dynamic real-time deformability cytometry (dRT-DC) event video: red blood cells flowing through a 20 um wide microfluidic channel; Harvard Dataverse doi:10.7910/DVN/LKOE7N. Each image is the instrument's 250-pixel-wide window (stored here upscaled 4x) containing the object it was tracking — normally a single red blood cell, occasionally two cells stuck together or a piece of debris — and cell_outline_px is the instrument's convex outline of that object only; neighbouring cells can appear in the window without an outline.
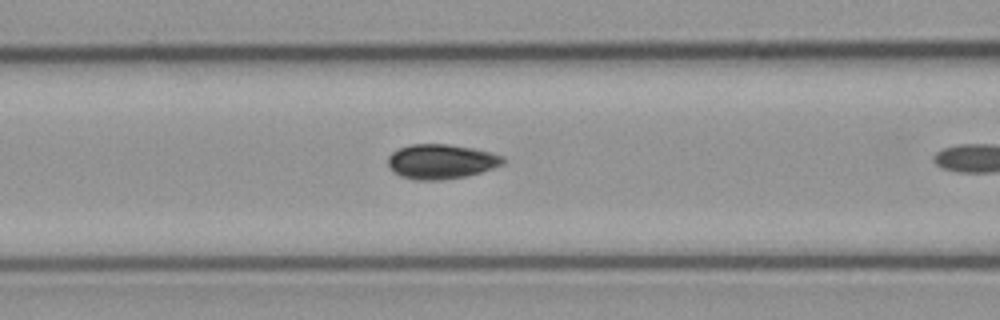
{"species": "common noctule bat (a hibernating species)", "species_latin": "Nyctalus noctula", "temperature_condition": "cold", "stored_images_in_passage": 11, "camera_frame_rate_fps": 3000, "um_per_image_px": 0.085, "animal": {"sex": "male", "body_mass_g": 23.1, "forearm_length_mm": 52.7}, "frame": {"image": 1, "passage_image": 10, "time_ms": 3.0, "image_size_px": [1000, 320], "cell_outline_px": [[504, 164], [480, 172], [464, 176], [440, 180], [416, 180], [400, 176], [388, 164], [388, 156], [392, 152], [400, 148], [412, 144], [448, 144], [472, 148], [492, 152], [504, 156]], "centroid_in_image_um": [37.51, 13.72], "position_along_channel_um": 129.1, "area_um2": 23.06}}